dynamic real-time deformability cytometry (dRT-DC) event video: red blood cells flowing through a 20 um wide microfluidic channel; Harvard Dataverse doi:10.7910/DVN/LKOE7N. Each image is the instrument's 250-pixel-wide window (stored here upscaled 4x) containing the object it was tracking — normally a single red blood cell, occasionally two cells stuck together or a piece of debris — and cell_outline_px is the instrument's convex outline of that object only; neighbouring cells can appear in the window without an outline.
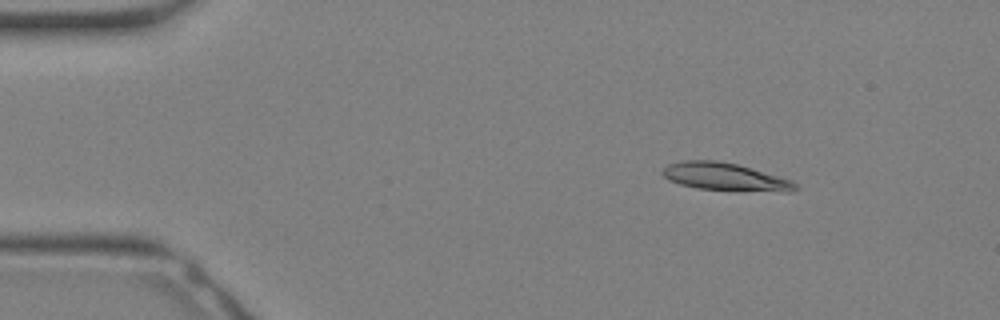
{"species": "Egyptian fruit bat (a non-hibernating species)", "species_latin": "Rousettus aegyptiacus", "temperature_condition": "warm", "stored_images_in_passage": 12, "camera_frame_rate_fps": 3000, "um_per_image_px": 0.085, "animal": {"sex": "female"}, "frame": {"image": 1, "passage_image": 1, "time_ms": 0.0, "image_size_px": [1000, 320], "cell_outline_px": [[800, 188], [788, 192], [784, 192], [696, 188], [680, 184], [668, 180], [660, 172], [668, 164], [684, 160], [716, 160], [736, 164], [792, 180]], "centroid_in_image_um": [61.62, 15.02], "position_along_channel_um": 23.4, "area_um2": 21.21}}
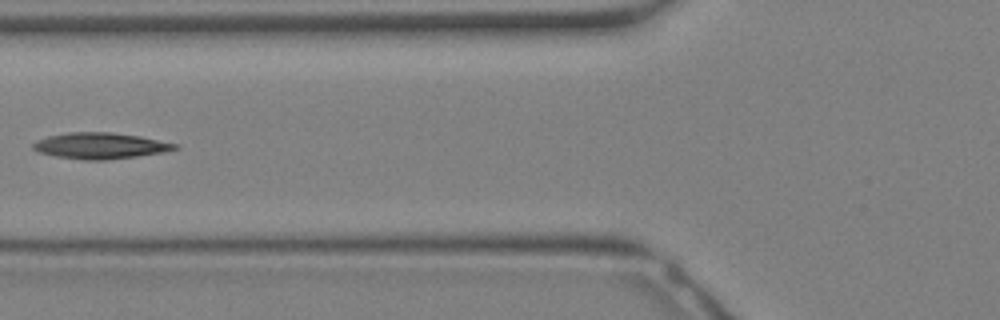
{"frame": {"image": 2, "passage_image": 9, "time_ms": 2.667, "image_size_px": [1000, 320], "cell_outline_px": [[180, 148], [164, 152], [108, 160], [84, 160], [56, 156], [40, 152], [32, 148], [32, 144], [36, 140], [48, 136], [68, 132], [112, 132], [140, 136], [176, 144]], "centroid_in_image_um": [8.51, 12.38], "position_along_channel_um": 117.3, "area_um2": 21.5}}
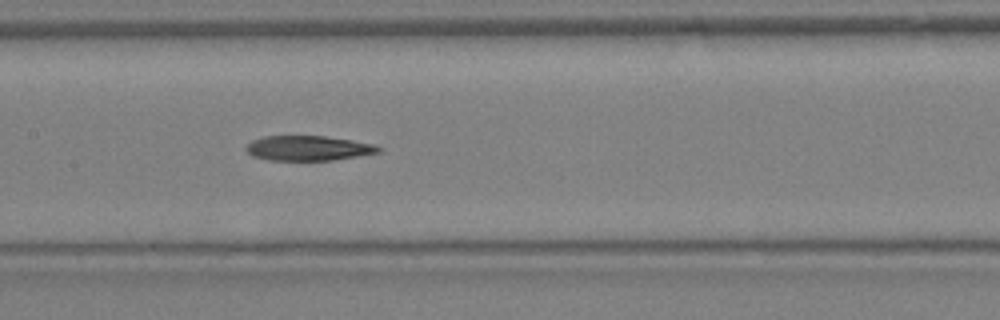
{"frame": {"image": 3, "passage_image": 12, "time_ms": 3.667, "image_size_px": [1000, 320], "cell_outline_px": [[384, 148], [380, 152], [332, 160], [268, 160], [252, 156], [244, 148], [252, 140], [264, 136], [324, 136], [352, 140], [372, 144]], "centroid_in_image_um": [26.18, 12.59], "position_along_channel_um": 181.2, "area_um2": 19.13}}